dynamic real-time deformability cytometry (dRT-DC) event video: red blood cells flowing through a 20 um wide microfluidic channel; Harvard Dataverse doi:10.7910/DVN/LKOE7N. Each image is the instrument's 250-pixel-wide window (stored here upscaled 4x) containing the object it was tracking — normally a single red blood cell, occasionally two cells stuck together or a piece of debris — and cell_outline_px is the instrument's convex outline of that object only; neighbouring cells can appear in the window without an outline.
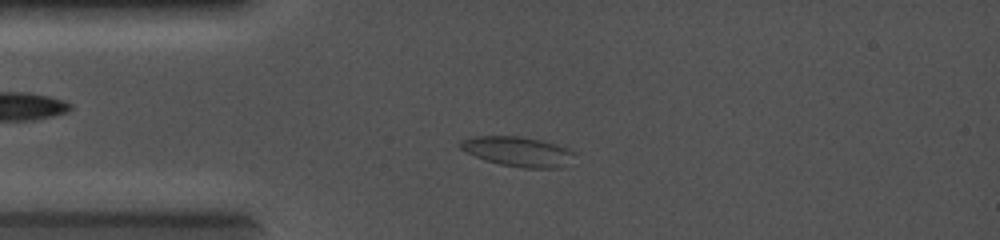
{"species": "common noctule bat (a hibernating species)", "species_latin": "Nyctalus noctula", "temperature_condition": "cold", "stored_images_in_passage": 52, "camera_frame_rate_fps": 5000, "um_per_image_px": 0.085, "animal": {"sex": "female", "body_mass_g": 19.0, "forearm_length_mm": 56.7}, "frame": {"image": 1, "passage_image": 1, "time_ms": 0.0, "image_size_px": [1000, 240], "cell_outline_px": [[576, 152], [560, 168], [520, 168], [500, 164], [484, 160], [460, 148], [460, 140], [472, 136], [520, 136], [540, 140], [556, 144], [568, 148]], "centroid_in_image_um": [43.99, 12.87], "position_along_channel_um": 41.0, "area_um2": 19.65}}
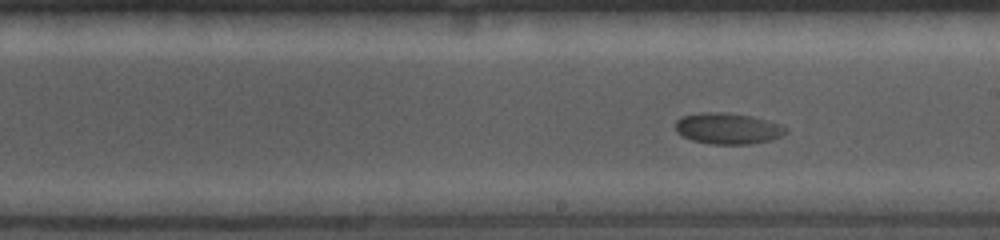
{"frame": {"image": 2, "passage_image": 24, "time_ms": 4.6, "image_size_px": [1000, 240], "cell_outline_px": [[788, 132], [780, 136], [768, 140], [748, 144], [712, 144], [692, 140], [676, 132], [676, 120], [680, 116], [700, 112], [724, 112], [752, 116], [780, 124], [788, 128]], "centroid_in_image_um": [61.84, 10.91], "position_along_channel_um": 227.2, "area_um2": 20.0}}
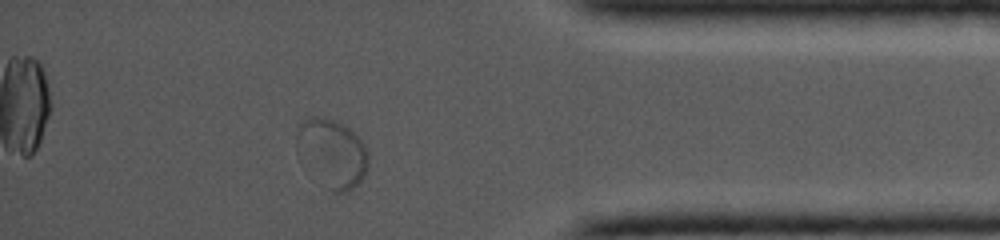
{"frame": {"image": 3, "passage_image": 46, "time_ms": 9.0, "image_size_px": [1000, 240], "cell_outline_px": [[368, 164], [360, 180], [352, 188], [344, 192], [332, 192], [328, 188], [296, 152], [296, 136], [300, 124], [304, 120], [312, 116], [320, 116], [344, 124], [352, 128], [360, 136], [368, 152]], "centroid_in_image_um": [28.24, 12.95], "position_along_channel_um": 407.0, "area_um2": 28.15}}